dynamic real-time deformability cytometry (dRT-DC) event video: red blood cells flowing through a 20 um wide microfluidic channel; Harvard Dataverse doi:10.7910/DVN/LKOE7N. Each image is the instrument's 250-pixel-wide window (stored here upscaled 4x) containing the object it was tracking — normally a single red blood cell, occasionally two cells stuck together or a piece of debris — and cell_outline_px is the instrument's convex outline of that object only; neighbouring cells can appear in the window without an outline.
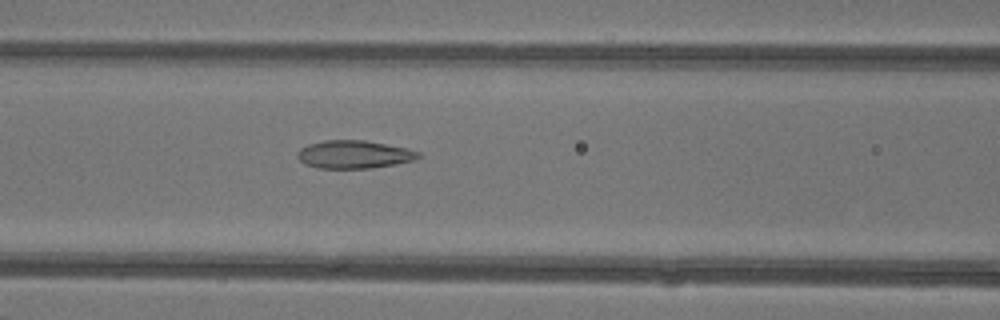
{"species": "common noctule bat (a hibernating species)", "species_latin": "Nyctalus noctula", "temperature_condition": "warm", "stored_images_in_passage": 48, "camera_frame_rate_fps": 3000, "um_per_image_px": 0.085, "animal": {"sex": "female"}, "frame": {"image": 1, "passage_image": 21, "time_ms": 6.667, "image_size_px": [1000, 320], "cell_outline_px": [[420, 156], [412, 160], [372, 168], [320, 168], [304, 164], [296, 156], [296, 152], [300, 148], [308, 144], [324, 140], [364, 140], [408, 148], [420, 152]], "centroid_in_image_um": [30.04, 13.11], "position_along_channel_um": 136.6, "area_um2": 19.65}}
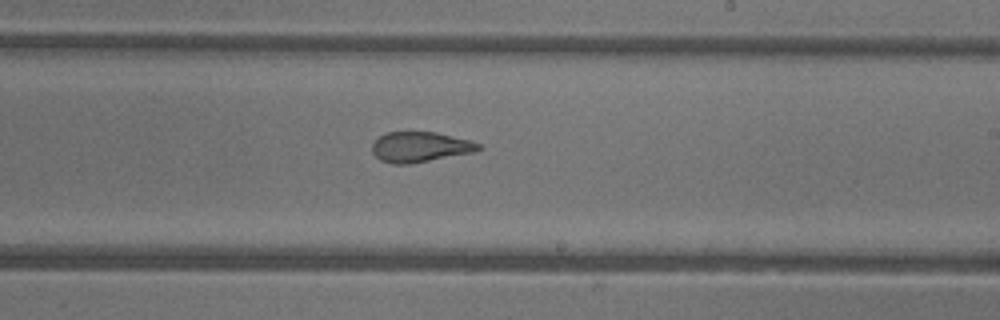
{"frame": {"image": 2, "passage_image": 29, "time_ms": 9.333, "image_size_px": [1000, 320], "cell_outline_px": [[484, 148], [472, 152], [412, 164], [392, 164], [380, 160], [372, 152], [372, 144], [380, 136], [388, 132], [436, 132], [472, 140], [480, 144]], "centroid_in_image_um": [35.73, 12.49], "position_along_channel_um": 253.3, "area_um2": 18.84}}
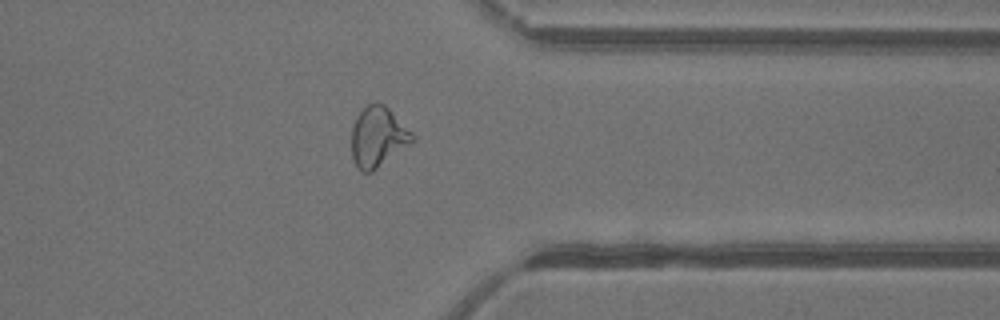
{"frame": {"image": 3, "passage_image": 38, "time_ms": 12.333, "image_size_px": [1000, 320], "cell_outline_px": [[416, 140], [372, 172], [364, 172], [352, 160], [352, 128], [356, 116], [368, 104], [384, 104], [416, 136]], "centroid_in_image_um": [32.14, 11.65], "position_along_channel_um": 379.3, "area_um2": 21.1}, "authors_computed_cell_mechanics": {"area_um2": 21.8195, "velocity_mm_per_s": 4.3902, "shape_relaxation_time_tau1_ms": null, "shape_relaxation_time_tau2_ms": 1.6098, "deformation_change_tau1": null, "deformation_change_tau2": 0.1027}}